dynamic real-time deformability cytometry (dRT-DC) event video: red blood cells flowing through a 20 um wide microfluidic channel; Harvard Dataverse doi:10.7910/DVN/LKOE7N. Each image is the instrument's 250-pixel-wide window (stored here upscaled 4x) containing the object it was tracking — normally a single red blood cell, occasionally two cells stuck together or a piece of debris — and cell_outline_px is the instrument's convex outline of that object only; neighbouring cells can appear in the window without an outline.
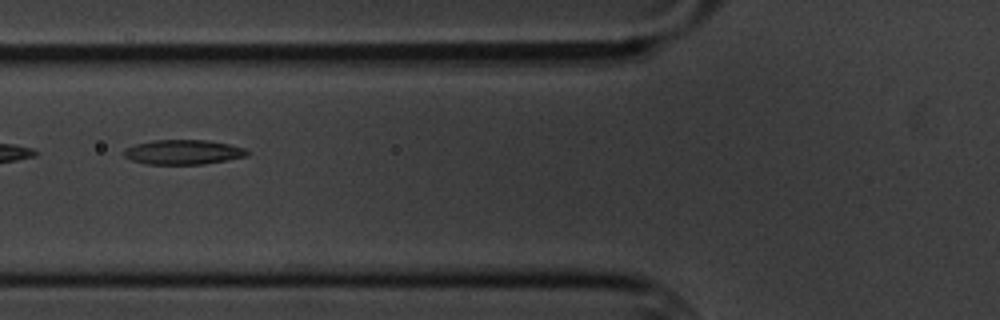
{"species": "common noctule bat (a hibernating species)", "species_latin": "Nyctalus noctula", "temperature_condition": "cold", "stored_images_in_passage": 12, "camera_frame_rate_fps": 3000, "um_per_image_px": 0.085, "animal": {"sex": "male", "body_mass_g": 20.1, "forearm_length_mm": 53.5}, "frame": {"image": 1, "passage_image": 3, "time_ms": 2.333, "image_size_px": [1000, 320], "cell_outline_px": [[248, 156], [228, 160], [204, 164], [144, 164], [132, 160], [124, 156], [124, 148], [136, 144], [152, 140], [208, 140], [228, 144], [244, 148], [248, 152]], "centroid_in_image_um": [15.56, 12.93], "position_along_channel_um": 110.2, "area_um2": 17.74}}
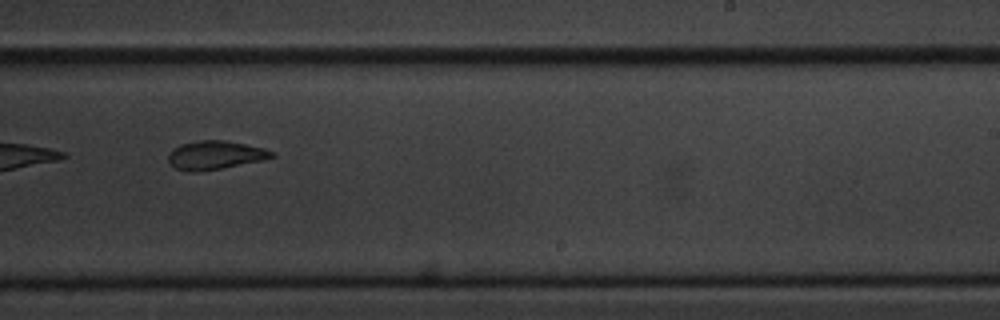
{"frame": {"image": 2, "passage_image": 7, "time_ms": 7.0, "image_size_px": [1000, 320], "cell_outline_px": [[276, 156], [260, 160], [200, 172], [188, 172], [176, 168], [168, 160], [168, 156], [172, 148], [180, 144], [200, 140], [224, 140], [264, 148], [276, 152]], "centroid_in_image_um": [18.26, 13.18], "position_along_channel_um": 270.7, "area_um2": 17.11}}
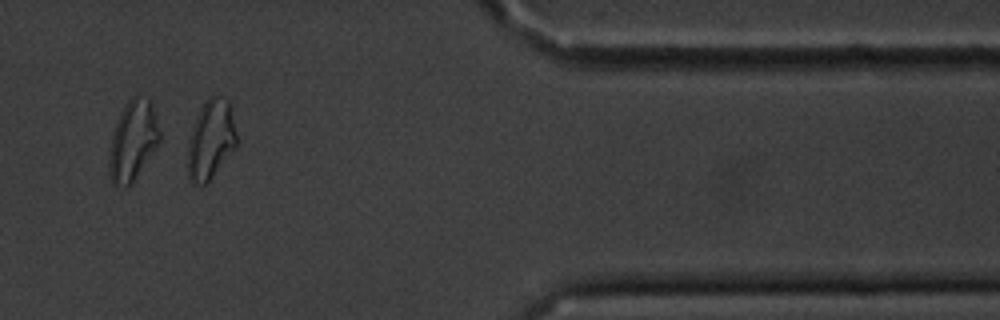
{"frame": {"image": 3, "passage_image": 10, "time_ms": 11.333, "image_size_px": [1000, 320], "cell_outline_px": [[236, 144], [208, 184], [192, 184], [188, 176], [188, 140], [192, 128], [204, 104], [212, 96], [220, 96], [228, 100], [236, 132]], "centroid_in_image_um": [17.9, 11.93], "position_along_channel_um": 393.5, "area_um2": 22.02}, "authors_computed_cell_mechanics": {"area_um2": 17.9469, "velocity_mm_per_s": 3.4309, "shape_relaxation_time_tau1_ms": 3.0541, "shape_relaxation_time_tau2_ms": 2.1055, "deformation_change_tau1": 0.0996, "deformation_change_tau2": 0.0856}}